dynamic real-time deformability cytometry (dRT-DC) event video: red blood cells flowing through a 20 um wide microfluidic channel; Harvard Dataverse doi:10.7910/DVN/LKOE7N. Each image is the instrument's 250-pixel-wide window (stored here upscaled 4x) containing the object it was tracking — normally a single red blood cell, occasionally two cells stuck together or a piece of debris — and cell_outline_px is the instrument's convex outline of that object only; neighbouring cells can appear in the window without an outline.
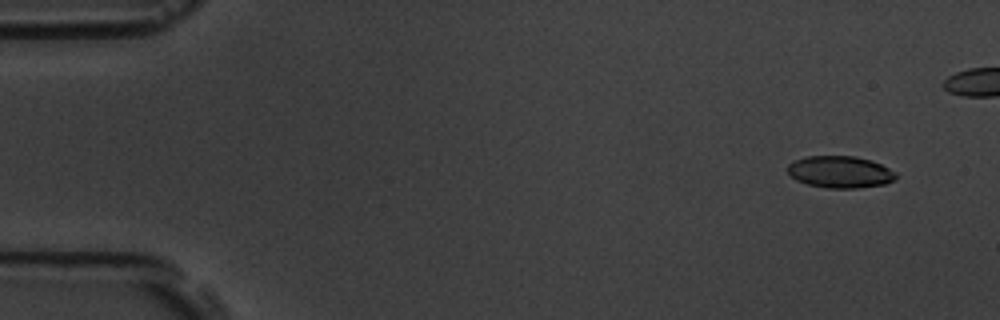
{"species": "common noctule bat (a hibernating species)", "species_latin": "Nyctalus noctula", "temperature_condition": "room temperature", "stored_images_in_passage": 5, "camera_frame_rate_fps": 3000, "um_per_image_px": 0.085, "animal": {"sex": "male", "body_mass_g": 19.5, "forearm_length_mm": 54.6}, "frame": {"image": 1, "passage_image": 1, "time_ms": 0.0, "image_size_px": [1000, 320], "cell_outline_px": [[896, 176], [892, 180], [884, 184], [856, 188], [828, 188], [808, 184], [796, 180], [788, 172], [788, 164], [796, 160], [808, 156], [856, 156], [872, 160], [896, 172]], "centroid_in_image_um": [71.41, 14.61], "position_along_channel_um": 13.6, "area_um2": 19.94}}